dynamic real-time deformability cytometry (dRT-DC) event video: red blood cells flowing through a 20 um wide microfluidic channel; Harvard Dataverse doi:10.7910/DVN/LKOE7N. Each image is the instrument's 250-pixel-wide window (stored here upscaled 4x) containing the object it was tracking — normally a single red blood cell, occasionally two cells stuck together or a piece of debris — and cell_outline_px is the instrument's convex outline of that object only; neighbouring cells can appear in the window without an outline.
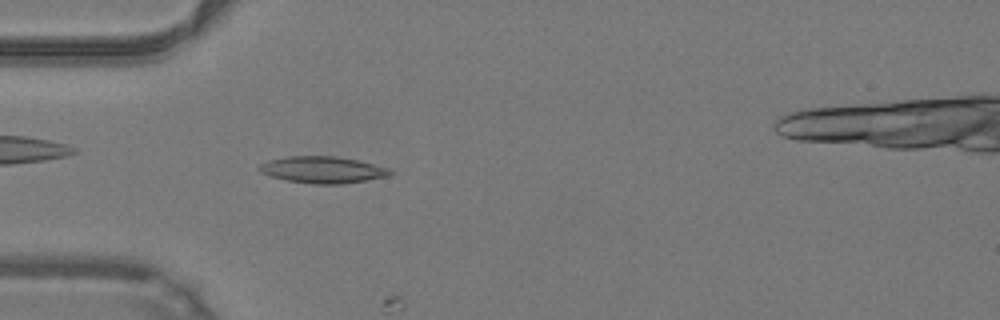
{"species": "common noctule bat (a hibernating species)", "species_latin": "Nyctalus noctula", "temperature_condition": "warm", "stored_images_in_passage": 6, "camera_frame_rate_fps": 3000, "um_per_image_px": 0.085, "animal": {"sex": "male", "body_mass_g": 19.2, "forearm_length_mm": 51.8}, "frame": {"image": 1, "passage_image": 5, "time_ms": 1.333, "image_size_px": [1000, 320], "cell_outline_px": [[392, 172], [388, 176], [344, 184], [312, 184], [288, 180], [272, 176], [260, 172], [256, 168], [260, 164], [268, 160], [288, 156], [336, 156], [356, 160], [388, 168]], "centroid_in_image_um": [27.38, 14.43], "position_along_channel_um": 57.6, "area_um2": 20.17}}